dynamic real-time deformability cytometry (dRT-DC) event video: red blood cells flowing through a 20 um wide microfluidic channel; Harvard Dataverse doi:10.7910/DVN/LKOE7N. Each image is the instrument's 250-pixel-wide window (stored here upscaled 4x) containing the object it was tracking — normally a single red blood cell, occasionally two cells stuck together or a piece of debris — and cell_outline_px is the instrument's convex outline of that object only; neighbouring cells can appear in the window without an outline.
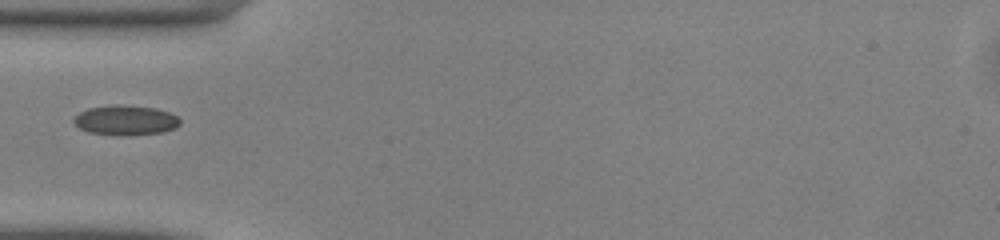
{"species": "common noctule bat (a hibernating species)", "species_latin": "Nyctalus noctula", "temperature_condition": "warm", "stored_images_in_passage": 35, "camera_frame_rate_fps": 3000, "um_per_image_px": 0.085, "animal": {"sex": "male", "body_mass_g": 13.0, "forearm_length_mm": 53.1}, "frame": {"image": 1, "passage_image": 1, "time_ms": 0.0, "image_size_px": [1000, 240], "cell_outline_px": [[180, 124], [176, 128], [164, 132], [128, 136], [120, 136], [88, 132], [80, 128], [72, 120], [72, 116], [88, 108], [112, 104], [116, 104], [156, 108], [168, 112], [176, 116], [180, 120]], "centroid_in_image_um": [10.66, 10.22], "position_along_channel_um": 74.3, "area_um2": 18.79}}